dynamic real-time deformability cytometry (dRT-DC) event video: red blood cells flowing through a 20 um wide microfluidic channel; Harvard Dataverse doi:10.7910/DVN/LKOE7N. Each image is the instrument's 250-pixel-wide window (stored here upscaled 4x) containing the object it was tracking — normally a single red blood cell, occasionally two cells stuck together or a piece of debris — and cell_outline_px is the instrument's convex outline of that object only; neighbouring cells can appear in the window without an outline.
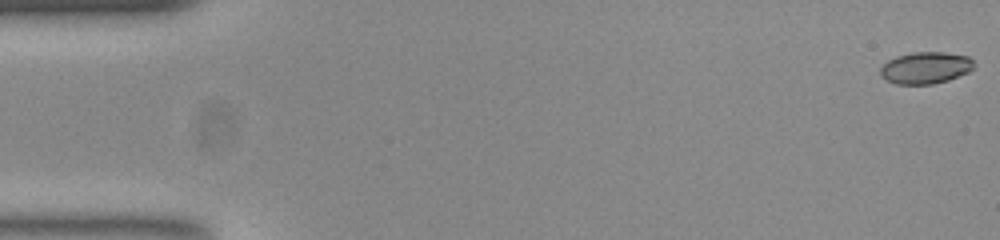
{"species": "common noctule bat (a hibernating species)", "species_latin": "Nyctalus noctula", "temperature_condition": "room temperature", "stored_images_in_passage": 53, "camera_frame_rate_fps": 3000, "um_per_image_px": 0.085, "animal": {"sex": "female", "body_mass_g": 23.0, "forearm_length_mm": 53.4}, "frame": {"image": 1, "passage_image": 1, "time_ms": 0.0, "image_size_px": [1000, 240], "cell_outline_px": [[976, 68], [968, 72], [948, 80], [932, 84], [896, 84], [880, 76], [880, 68], [888, 60], [896, 56], [912, 52], [944, 52], [968, 56], [976, 64]], "centroid_in_image_um": [78.69, 5.75], "position_along_channel_um": 6.3, "area_um2": 17.46}}
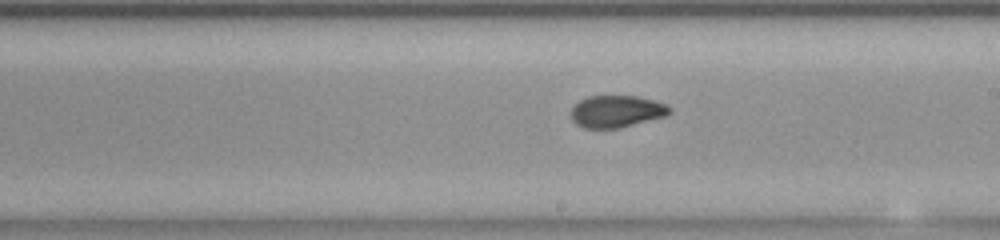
{"frame": {"image": 2, "passage_image": 30, "time_ms": 9.667, "image_size_px": [1000, 240], "cell_outline_px": [[672, 112], [668, 116], [620, 128], [584, 128], [576, 124], [572, 120], [572, 108], [580, 100], [588, 96], [636, 96], [668, 104], [672, 108]], "centroid_in_image_um": [52.46, 9.47], "position_along_channel_um": 236.5, "area_um2": 18.55}}
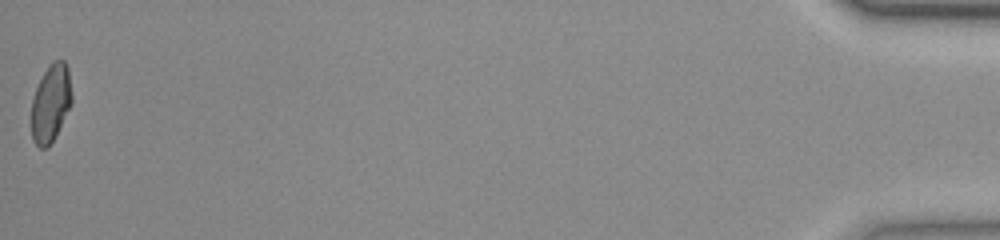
{"frame": {"image": 3, "passage_image": 53, "time_ms": 17.333, "image_size_px": [1000, 240], "cell_outline_px": [[72, 104], [48, 148], [40, 148], [32, 140], [32, 100], [36, 88], [44, 72], [52, 60], [64, 60], [68, 68], [72, 96]], "centroid_in_image_um": [4.32, 8.76], "position_along_channel_um": 430.9, "area_um2": 18.15}, "authors_computed_cell_mechanics": {"area_um2": 18.5538, "velocity_mm_per_s": 3.8865, "shape_relaxation_time_tau1_ms": null, "shape_relaxation_time_tau2_ms": 0.9044, "deformation_change_tau1": null, "deformation_change_tau2": 0.0467}}